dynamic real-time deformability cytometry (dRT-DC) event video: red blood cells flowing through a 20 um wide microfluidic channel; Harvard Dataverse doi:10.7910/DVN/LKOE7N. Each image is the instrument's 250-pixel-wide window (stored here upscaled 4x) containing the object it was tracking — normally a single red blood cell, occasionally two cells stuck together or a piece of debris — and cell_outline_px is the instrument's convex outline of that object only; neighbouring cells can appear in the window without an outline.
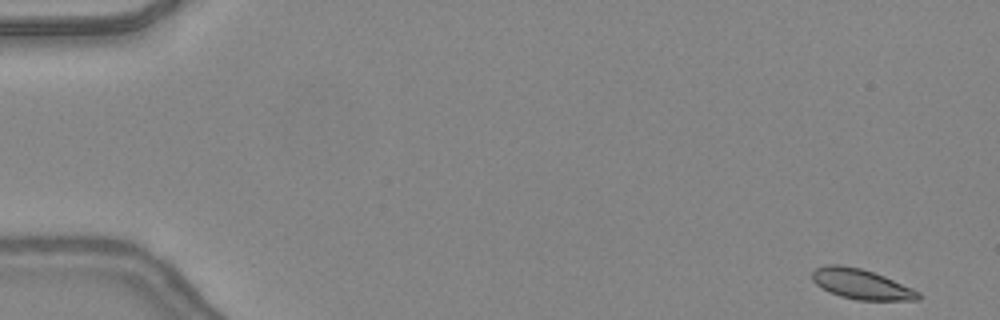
{"species": "common noctule bat (a hibernating species)", "species_latin": "Nyctalus noctula", "temperature_condition": "warm", "stored_images_in_passage": 47, "camera_frame_rate_fps": 3000, "um_per_image_px": 0.085, "animal": {"sex": "female", "body_mass_g": 24.6, "forearm_length_mm": 56.2}, "frame": {"image": 1, "passage_image": 1, "time_ms": 0.0, "image_size_px": [1000, 320], "cell_outline_px": [[920, 300], [856, 300], [840, 296], [828, 292], [816, 284], [812, 280], [812, 272], [816, 268], [824, 264], [840, 264], [860, 268], [884, 276], [912, 288], [920, 292]], "centroid_in_image_um": [73.18, 24.15], "position_along_channel_um": 11.8, "area_um2": 18.67}}
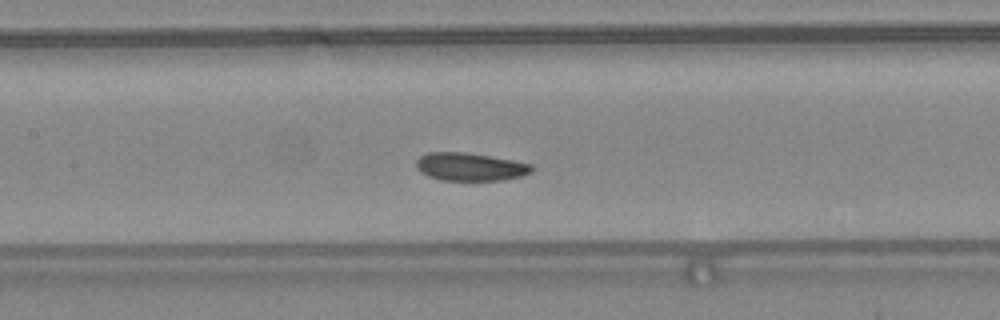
{"frame": {"image": 2, "passage_image": 22, "time_ms": 7.0, "image_size_px": [1000, 320], "cell_outline_px": [[536, 168], [532, 172], [524, 176], [500, 180], [440, 180], [428, 176], [420, 172], [416, 168], [416, 160], [420, 156], [428, 152], [464, 152], [512, 160], [532, 164]], "centroid_in_image_um": [39.97, 14.18], "position_along_channel_um": 167.4, "area_um2": 18.96}}
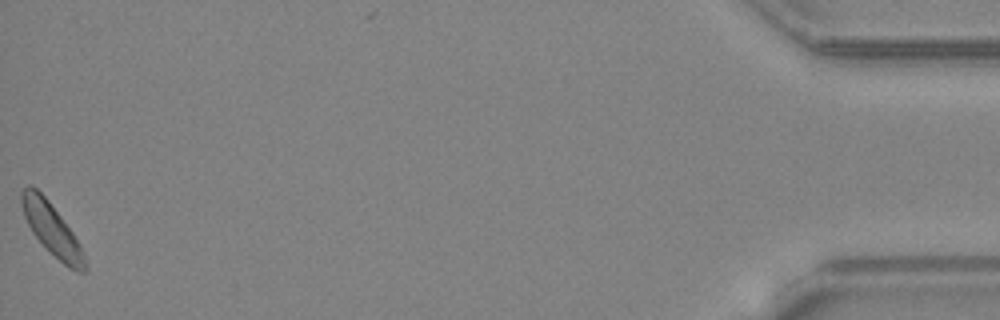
{"frame": {"image": 3, "passage_image": 47, "time_ms": 15.333, "image_size_px": [1000, 320], "cell_outline_px": [[88, 268], [84, 272], [76, 272], [68, 268], [32, 232], [24, 216], [20, 204], [20, 192], [28, 184], [32, 184], [48, 200], [72, 232], [80, 244], [84, 252]], "centroid_in_image_um": [4.41, 19.47], "position_along_channel_um": 430.8, "area_um2": 18.9}, "authors_computed_cell_mechanics": {"area_um2": 18.9584, "velocity_mm_per_s": 4.3338, "shape_relaxation_time_tau1_ms": 1.2928, "shape_relaxation_time_tau2_ms": 3.4852, "deformation_change_tau1": 0.0646, "deformation_change_tau2": 0.092}}